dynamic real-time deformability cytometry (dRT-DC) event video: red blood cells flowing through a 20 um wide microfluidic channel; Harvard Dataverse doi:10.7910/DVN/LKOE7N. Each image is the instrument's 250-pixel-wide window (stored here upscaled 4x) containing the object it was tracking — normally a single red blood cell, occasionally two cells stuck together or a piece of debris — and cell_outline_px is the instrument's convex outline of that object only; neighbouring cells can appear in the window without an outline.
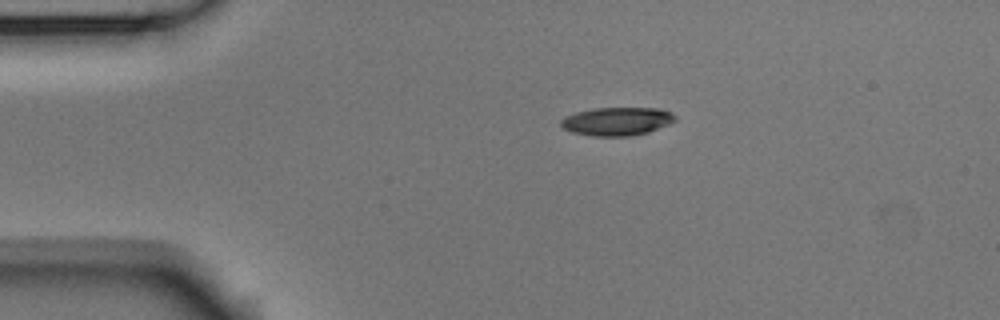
{"species": "Egyptian fruit bat (a non-hibernating species)", "species_latin": "Rousettus aegyptiacus", "temperature_condition": "room temperature", "stored_images_in_passage": 3, "camera_frame_rate_fps": 3000, "um_per_image_px": 0.085, "animal": {"sex": "male"}, "frame": {"image": 1, "passage_image": 1, "time_ms": 0.0, "image_size_px": [1000, 320], "cell_outline_px": [[676, 120], [668, 124], [648, 132], [632, 136], [592, 136], [572, 132], [564, 128], [560, 124], [560, 120], [576, 112], [596, 108], [660, 108], [672, 112], [676, 116]], "centroid_in_image_um": [52.47, 10.31], "position_along_channel_um": 32.5, "area_um2": 18.79}}
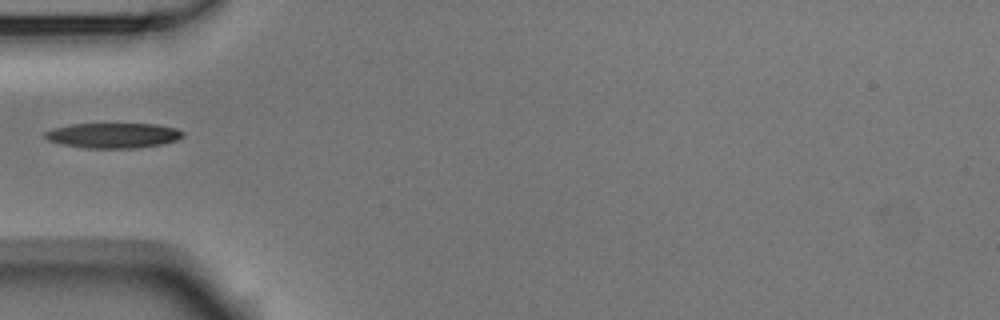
{"frame": {"image": 2, "passage_image": 3, "time_ms": 0.667, "image_size_px": [1000, 320], "cell_outline_px": [[184, 136], [176, 140], [160, 144], [136, 148], [84, 148], [64, 144], [48, 140], [44, 136], [44, 132], [52, 128], [72, 124], [156, 124], [176, 128], [184, 132]], "centroid_in_image_um": [9.62, 11.51], "position_along_channel_um": 75.4, "area_um2": 20.11}}